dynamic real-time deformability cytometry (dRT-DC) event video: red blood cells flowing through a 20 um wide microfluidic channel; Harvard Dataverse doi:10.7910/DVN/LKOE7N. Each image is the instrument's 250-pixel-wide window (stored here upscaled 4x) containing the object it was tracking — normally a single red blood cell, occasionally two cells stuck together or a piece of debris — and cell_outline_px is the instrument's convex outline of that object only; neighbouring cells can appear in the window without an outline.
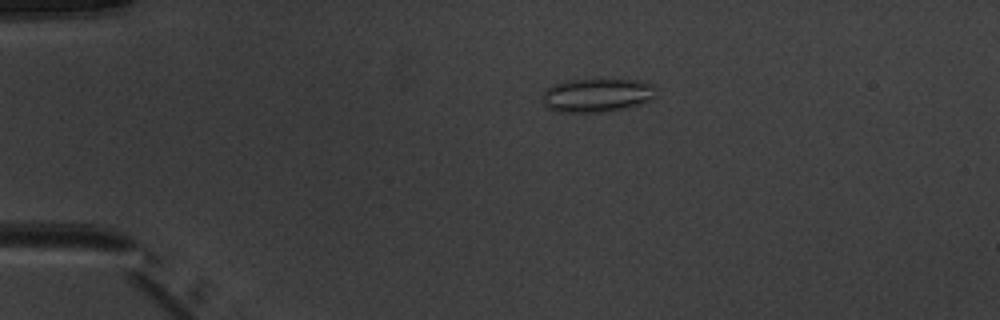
{"species": "common noctule bat (a hibernating species)", "species_latin": "Nyctalus noctula", "temperature_condition": "warm", "stored_images_in_passage": 5, "camera_frame_rate_fps": 3000, "um_per_image_px": 0.085, "animal": {"sex": "male", "body_mass_g": 20.1, "forearm_length_mm": 53.5}, "frame": {"image": 1, "passage_image": 3, "time_ms": 2.333, "image_size_px": [1000, 320], "cell_outline_px": [[656, 88], [652, 96], [648, 100], [640, 104], [604, 112], [556, 112], [548, 108], [544, 104], [544, 92], [552, 84], [568, 80], [612, 76], [636, 80], [652, 84]], "centroid_in_image_um": [50.73, 8.03], "position_along_channel_um": 34.3, "area_um2": 22.89}}
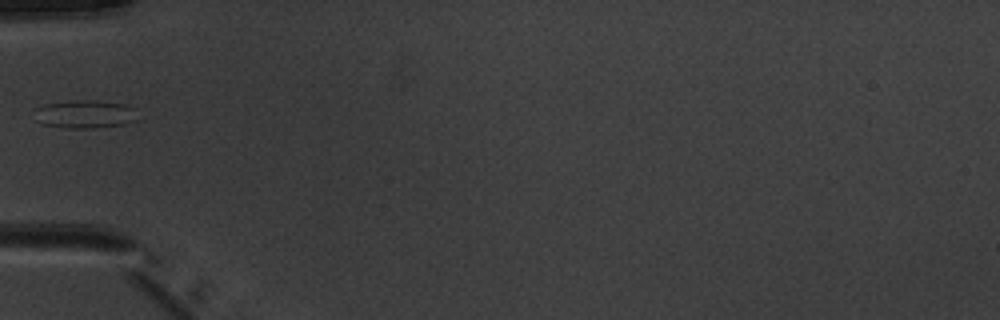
{"frame": {"image": 2, "passage_image": 5, "time_ms": 4.667, "image_size_px": [1000, 320], "cell_outline_px": [[136, 120], [124, 124], [96, 128], [64, 128], [40, 124], [36, 108], [44, 104], [76, 100], [92, 100], [124, 104], [136, 108]], "centroid_in_image_um": [7.26, 9.71], "position_along_channel_um": 77.7, "area_um2": 16.82}}